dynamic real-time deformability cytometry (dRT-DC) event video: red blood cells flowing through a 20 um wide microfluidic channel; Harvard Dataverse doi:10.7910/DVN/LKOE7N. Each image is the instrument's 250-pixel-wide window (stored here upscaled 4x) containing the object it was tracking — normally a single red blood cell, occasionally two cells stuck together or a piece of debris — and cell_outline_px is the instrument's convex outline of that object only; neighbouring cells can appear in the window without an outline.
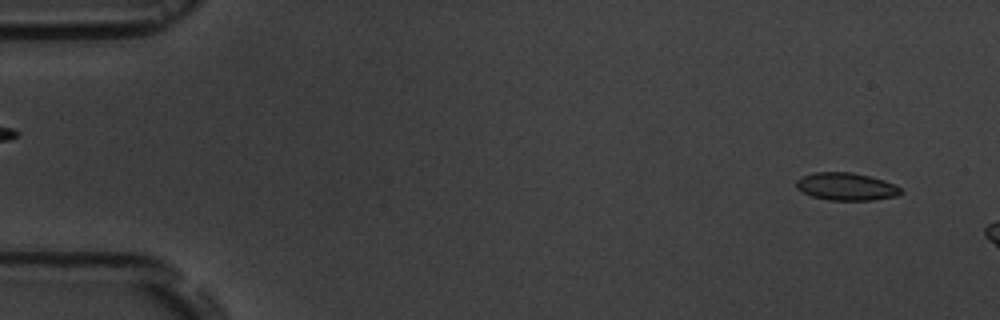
{"species": "common noctule bat (a hibernating species)", "species_latin": "Nyctalus noctula", "temperature_condition": "room temperature", "stored_images_in_passage": 5, "camera_frame_rate_fps": 3000, "um_per_image_px": 0.085, "animal": {"sex": "male", "body_mass_g": 19.5, "forearm_length_mm": 54.6}, "frame": {"image": 1, "passage_image": 5, "time_ms": 4.667, "image_size_px": [1000, 320], "cell_outline_px": [[904, 192], [896, 196], [872, 200], [828, 200], [812, 196], [796, 188], [796, 180], [800, 176], [812, 172], [852, 172], [872, 176], [896, 184]], "centroid_in_image_um": [71.93, 15.84], "position_along_channel_um": 13.1, "area_um2": 17.05}}